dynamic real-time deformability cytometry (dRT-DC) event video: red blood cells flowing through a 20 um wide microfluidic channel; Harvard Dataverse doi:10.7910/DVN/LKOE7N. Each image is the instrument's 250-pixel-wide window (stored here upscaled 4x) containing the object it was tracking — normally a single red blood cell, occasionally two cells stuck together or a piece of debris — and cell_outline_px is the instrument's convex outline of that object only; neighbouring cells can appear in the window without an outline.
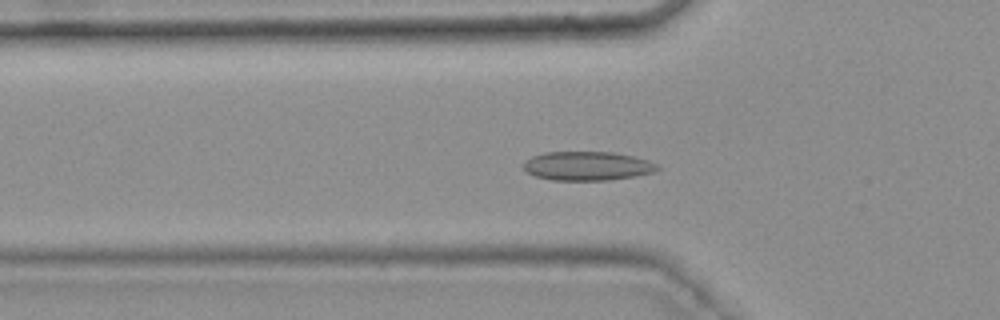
{"species": "common noctule bat (a hibernating species)", "species_latin": "Nyctalus noctula", "temperature_condition": "warm", "stored_images_in_passage": 42, "camera_frame_rate_fps": 3000, "um_per_image_px": 0.085, "animal": {"sex": "female", "body_mass_g": 25.1}, "frame": {"image": 1, "passage_image": 14, "time_ms": 4.333, "image_size_px": [1000, 320], "cell_outline_px": [[660, 168], [652, 172], [636, 176], [608, 180], [552, 180], [536, 176], [528, 172], [524, 168], [524, 164], [532, 156], [544, 152], [612, 152], [632, 156], [648, 160], [660, 164]], "centroid_in_image_um": [49.96, 14.1], "position_along_channel_um": 75.8, "area_um2": 22.48}}
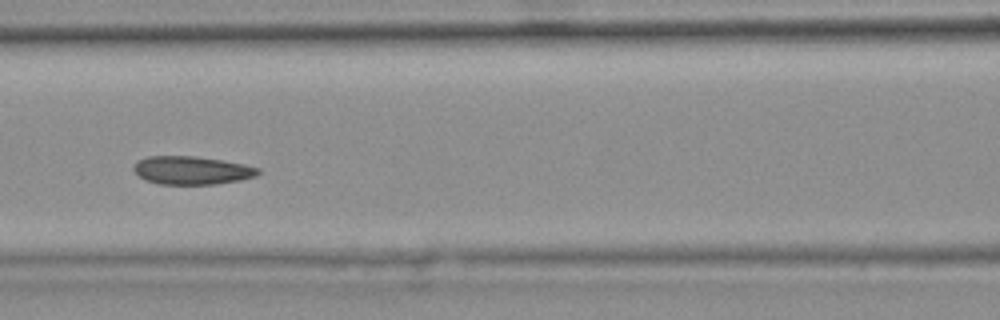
{"frame": {"image": 2, "passage_image": 20, "time_ms": 6.333, "image_size_px": [1000, 320], "cell_outline_px": [[260, 172], [256, 176], [240, 180], [216, 184], [160, 184], [144, 180], [132, 168], [136, 160], [148, 156], [196, 156], [244, 164], [260, 168]], "centroid_in_image_um": [16.28, 14.47], "position_along_channel_um": 150.3, "area_um2": 20.52}}
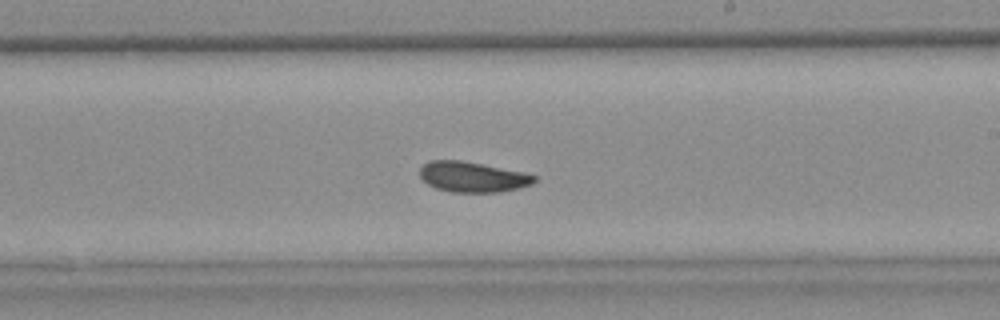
{"frame": {"image": 3, "passage_image": 28, "time_ms": 9.0, "image_size_px": [1000, 320], "cell_outline_px": [[536, 180], [532, 184], [520, 188], [500, 192], [452, 192], [436, 188], [428, 184], [420, 176], [420, 168], [428, 160], [460, 160], [524, 172], [536, 176]], "centroid_in_image_um": [40.17, 15.04], "position_along_channel_um": 248.8, "area_um2": 20.23}, "authors_computed_cell_mechanics": {"area_um2": 20.7502, "velocity_mm_per_s": 3.7053, "shape_relaxation_time_tau1_ms": 9.1433, "shape_relaxation_time_tau2_ms": 3.232, "deformation_change_tau1": 0.1161, "deformation_change_tau2": 0.0604}}